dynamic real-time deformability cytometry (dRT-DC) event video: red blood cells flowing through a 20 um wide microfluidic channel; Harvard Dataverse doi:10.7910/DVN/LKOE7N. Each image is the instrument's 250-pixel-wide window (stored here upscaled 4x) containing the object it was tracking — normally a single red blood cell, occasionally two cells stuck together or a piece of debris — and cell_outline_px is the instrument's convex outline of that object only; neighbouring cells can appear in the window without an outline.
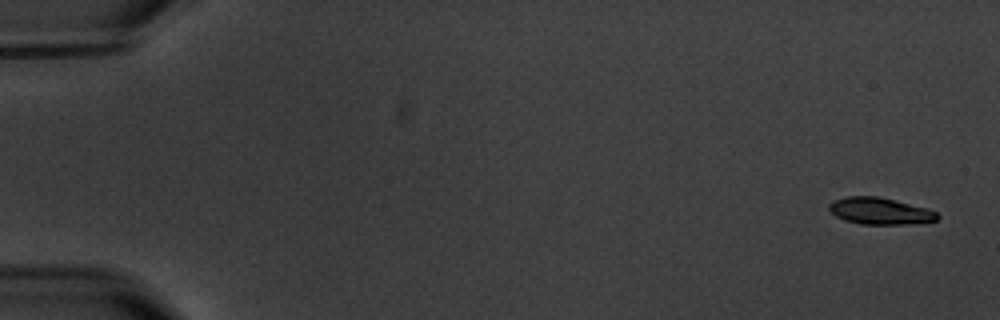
{"species": "common noctule bat (a hibernating species)", "species_latin": "Nyctalus noctula", "temperature_condition": "warm", "stored_images_in_passage": 7, "camera_frame_rate_fps": 3000, "um_per_image_px": 0.085, "animal": {"sex": "male", "body_mass_g": 20.1, "forearm_length_mm": 53.5}, "frame": {"image": 1, "passage_image": 1, "time_ms": 0.0, "image_size_px": [1000, 320], "cell_outline_px": [[940, 216], [936, 220], [912, 224], [860, 224], [844, 220], [836, 216], [828, 208], [828, 204], [836, 200], [848, 196], [880, 196], [928, 208], [936, 212]], "centroid_in_image_um": [74.82, 17.93], "position_along_channel_um": 10.2, "area_um2": 16.94}}
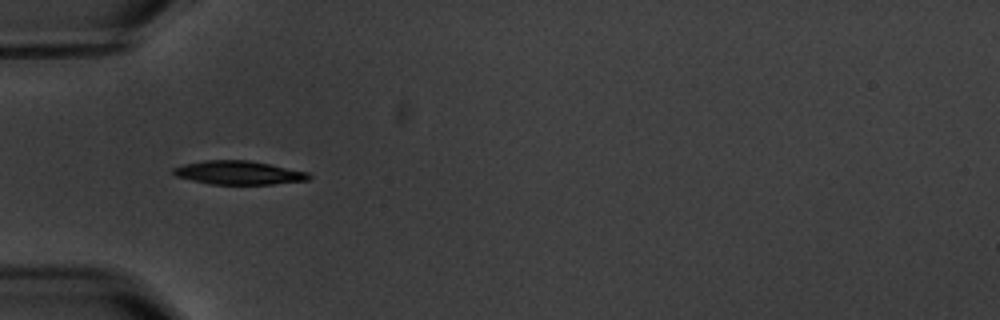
{"frame": {"image": 2, "passage_image": 5, "time_ms": 5.667, "image_size_px": [1000, 320], "cell_outline_px": [[312, 176], [308, 180], [272, 184], [212, 184], [192, 180], [176, 176], [172, 172], [172, 168], [184, 164], [204, 160], [248, 160], [308, 172]], "centroid_in_image_um": [20.27, 14.68], "position_along_channel_um": 64.7, "area_um2": 18.5}}